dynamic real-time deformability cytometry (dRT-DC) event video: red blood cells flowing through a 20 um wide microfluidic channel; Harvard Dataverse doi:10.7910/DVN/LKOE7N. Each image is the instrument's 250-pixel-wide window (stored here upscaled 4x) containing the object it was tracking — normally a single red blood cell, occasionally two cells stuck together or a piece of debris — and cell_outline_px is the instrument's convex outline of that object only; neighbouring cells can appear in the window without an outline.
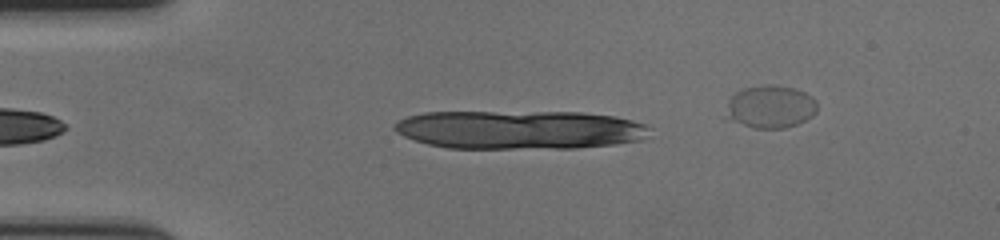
{"species": "human", "species_latin": "Homo sapiens", "temperature_condition": "cold", "stored_images_in_passage": 7, "camera_frame_rate_fps": 3000, "um_per_image_px": 0.085, "donor": {"sex": "female"}, "frame": {"image": 1, "passage_image": 3, "time_ms": 0.667, "image_size_px": [1000, 240], "cell_outline_px": [[652, 128], [644, 140], [616, 144], [576, 148], [448, 148], [428, 144], [404, 136], [396, 132], [392, 128], [392, 124], [396, 120], [408, 116], [424, 112], [584, 112], [616, 116], [632, 120], [644, 124]], "centroid_in_image_um": [44.18, 11.02], "position_along_channel_um": 40.8, "area_um2": 58.15}}